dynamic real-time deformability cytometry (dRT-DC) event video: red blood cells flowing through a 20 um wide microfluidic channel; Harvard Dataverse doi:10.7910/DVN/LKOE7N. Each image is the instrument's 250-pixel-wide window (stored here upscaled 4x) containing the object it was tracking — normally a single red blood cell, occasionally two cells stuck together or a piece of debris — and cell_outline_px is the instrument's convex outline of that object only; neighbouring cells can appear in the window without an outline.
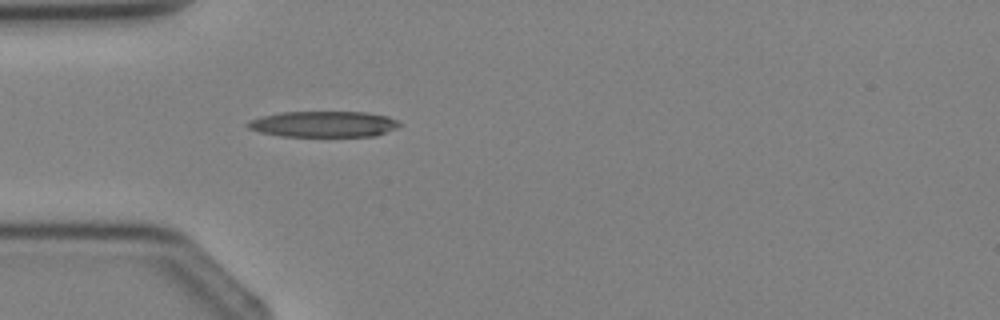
{"species": "Egyptian fruit bat (a non-hibernating species)", "species_latin": "Rousettus aegyptiacus", "temperature_condition": "cold", "stored_images_in_passage": 1, "camera_frame_rate_fps": 3000, "um_per_image_px": 0.085, "animal": {"sex": "female"}, "frame": {"image": 1, "passage_image": 1, "time_ms": 0.0, "image_size_px": [1000, 320], "cell_outline_px": [[404, 124], [396, 128], [376, 136], [280, 136], [260, 132], [248, 128], [244, 124], [248, 120], [280, 112], [368, 112], [388, 116]], "centroid_in_image_um": [27.51, 10.55], "position_along_channel_um": 57.5, "area_um2": 23.06}}